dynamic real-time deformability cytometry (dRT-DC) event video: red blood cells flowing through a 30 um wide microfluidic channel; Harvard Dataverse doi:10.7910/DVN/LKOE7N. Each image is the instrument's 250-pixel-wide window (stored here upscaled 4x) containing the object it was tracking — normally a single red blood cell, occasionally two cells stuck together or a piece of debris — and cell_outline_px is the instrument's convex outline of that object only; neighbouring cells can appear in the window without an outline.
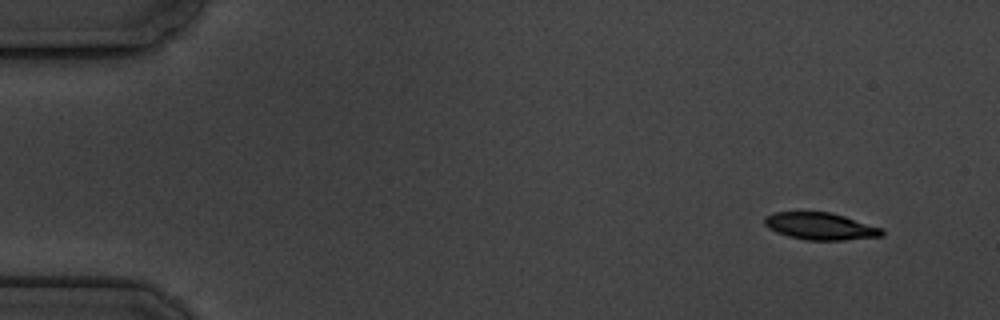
{"species": "common noctule bat (a hibernating species)", "species_latin": "Nyctalus noctula", "temperature_condition": "cold", "stored_images_in_passage": 6, "camera_frame_rate_fps": 3000, "um_per_image_px": 0.085, "animal": {"sex": "male", "body_mass_g": 19.5, "forearm_length_mm": 54.6}, "frame": {"image": 1, "passage_image": 1, "time_ms": 0.0, "image_size_px": [1000, 320], "cell_outline_px": [[884, 236], [844, 240], [808, 240], [788, 236], [776, 232], [768, 228], [764, 224], [764, 216], [776, 212], [832, 212], [884, 228]], "centroid_in_image_um": [69.76, 19.23], "position_along_channel_um": 15.2, "area_um2": 18.73}}
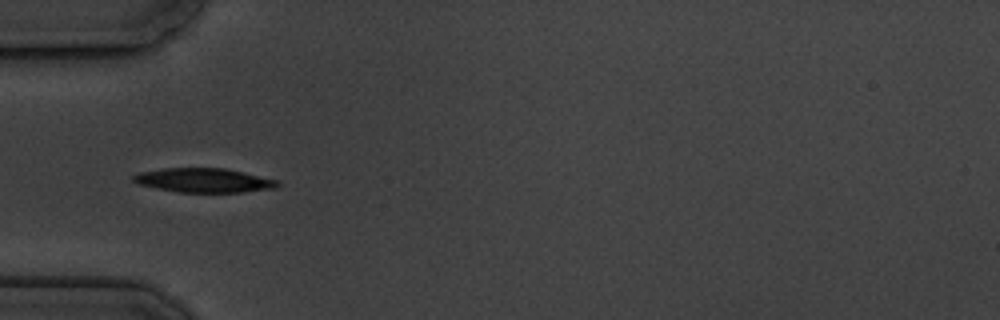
{"frame": {"image": 2, "passage_image": 5, "time_ms": 4.667, "image_size_px": [1000, 320], "cell_outline_px": [[280, 184], [276, 188], [244, 192], [176, 192], [136, 184], [132, 180], [132, 176], [140, 172], [164, 168], [224, 168], [244, 172], [280, 180]], "centroid_in_image_um": [17.34, 15.33], "position_along_channel_um": 67.7, "area_um2": 20.52}}